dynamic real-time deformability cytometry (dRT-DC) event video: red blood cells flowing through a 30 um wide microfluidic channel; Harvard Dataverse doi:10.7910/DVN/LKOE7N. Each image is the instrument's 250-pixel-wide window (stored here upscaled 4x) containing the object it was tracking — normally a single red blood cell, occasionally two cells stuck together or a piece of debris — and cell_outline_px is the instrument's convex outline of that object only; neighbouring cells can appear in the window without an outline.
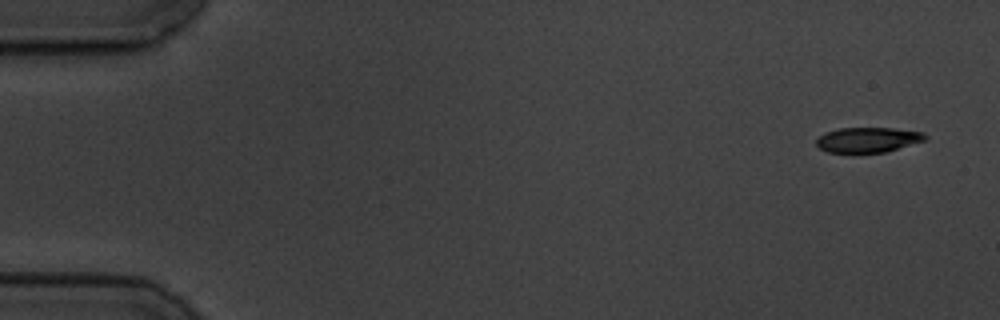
{"species": "common noctule bat (a hibernating species)", "species_latin": "Nyctalus noctula", "temperature_condition": "cold", "stored_images_in_passage": 11, "camera_frame_rate_fps": 3000, "um_per_image_px": 0.085, "animal": {"sex": "male", "body_mass_g": 19.5, "forearm_length_mm": 54.6}, "frame": {"image": 1, "passage_image": 1, "time_ms": 0.0, "image_size_px": [1000, 320], "cell_outline_px": [[928, 140], [884, 152], [852, 156], [828, 152], [820, 148], [816, 144], [816, 140], [824, 132], [840, 128], [892, 128], [924, 132], [928, 136]], "centroid_in_image_um": [73.75, 11.93], "position_along_channel_um": 11.2, "area_um2": 16.7}}
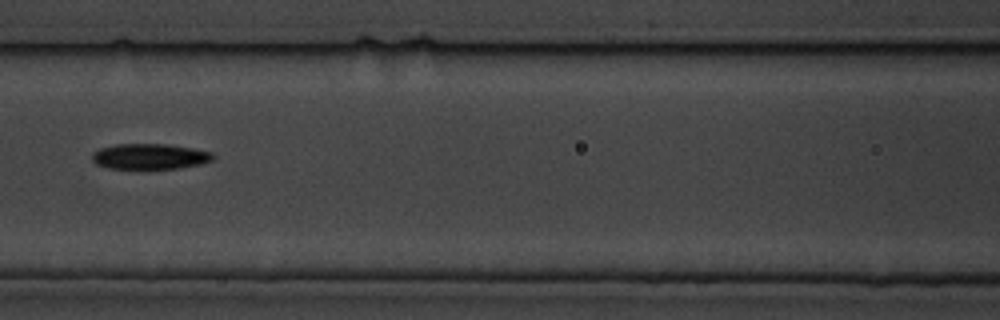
{"frame": {"image": 2, "passage_image": 7, "time_ms": 7.667, "image_size_px": [1000, 320], "cell_outline_px": [[216, 156], [212, 160], [200, 164], [180, 168], [108, 168], [96, 164], [92, 160], [92, 152], [100, 148], [116, 144], [164, 144], [192, 148], [212, 152]], "centroid_in_image_um": [12.73, 13.29], "position_along_channel_um": 153.9, "area_um2": 17.92}}
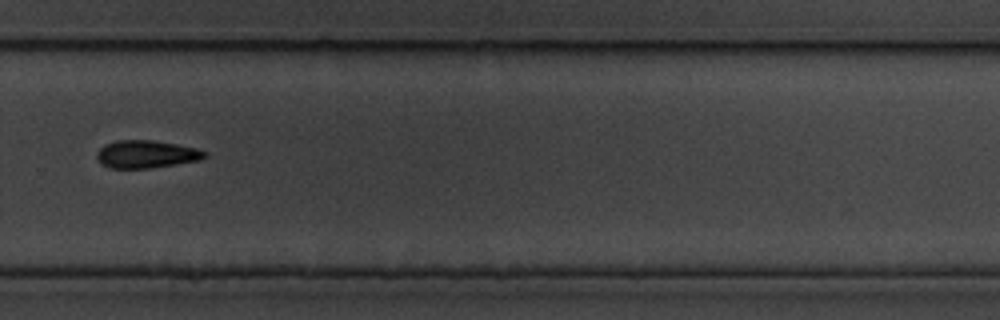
{"frame": {"image": 3, "passage_image": 11, "time_ms": 12.333, "image_size_px": [1000, 320], "cell_outline_px": [[208, 156], [200, 160], [176, 164], [148, 168], [108, 168], [100, 164], [96, 156], [96, 152], [104, 144], [116, 140], [152, 140], [176, 144], [196, 148], [208, 152]], "centroid_in_image_um": [12.41, 13.1], "position_along_channel_um": 317.4, "area_um2": 17.57}}